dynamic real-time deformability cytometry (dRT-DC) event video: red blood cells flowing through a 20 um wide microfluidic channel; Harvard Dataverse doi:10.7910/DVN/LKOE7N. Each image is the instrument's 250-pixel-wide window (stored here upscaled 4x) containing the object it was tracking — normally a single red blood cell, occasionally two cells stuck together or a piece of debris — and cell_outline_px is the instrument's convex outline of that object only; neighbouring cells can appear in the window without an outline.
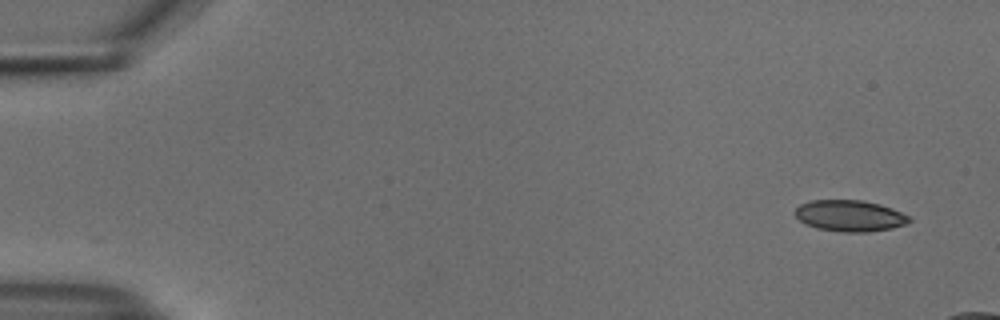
{"species": "common noctule bat (a hibernating species)", "species_latin": "Nyctalus noctula", "temperature_condition": "cold", "stored_images_in_passage": 12, "camera_frame_rate_fps": 3000, "um_per_image_px": 0.085, "animal": {"sex": "male", "body_mass_g": 18.8}, "frame": {"image": 1, "passage_image": 1, "time_ms": 0.0, "image_size_px": [1000, 320], "cell_outline_px": [[912, 220], [908, 224], [892, 228], [868, 232], [840, 232], [816, 228], [804, 224], [792, 212], [800, 204], [812, 200], [864, 200], [880, 204], [892, 208], [912, 216]], "centroid_in_image_um": [72.26, 18.34], "position_along_channel_um": 12.7, "area_um2": 21.21}}